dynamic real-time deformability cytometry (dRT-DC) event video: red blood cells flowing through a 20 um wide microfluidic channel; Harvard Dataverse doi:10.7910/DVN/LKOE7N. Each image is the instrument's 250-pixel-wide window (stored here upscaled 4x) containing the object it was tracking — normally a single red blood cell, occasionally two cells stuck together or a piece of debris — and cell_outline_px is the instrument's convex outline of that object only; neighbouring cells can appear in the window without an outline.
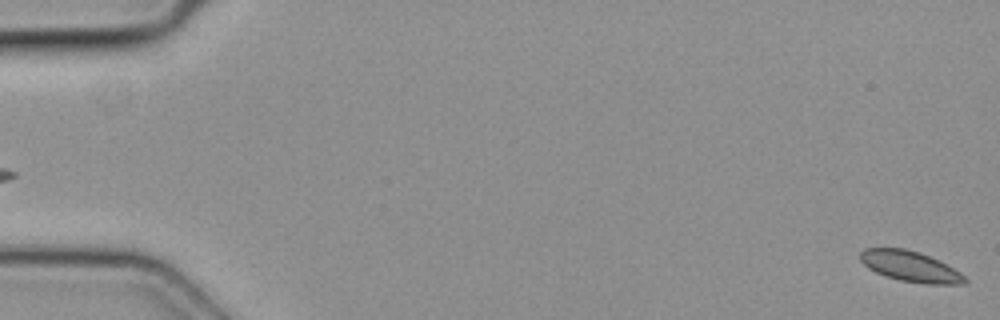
{"species": "common noctule bat (a hibernating species)", "species_latin": "Nyctalus noctula", "temperature_condition": "cold", "stored_images_in_passage": 2, "segment_of_instrument_passage": [2, 2], "camera_frame_rate_fps": 3000, "um_per_image_px": 0.085, "animal": {"sex": "female", "body_mass_g": 19.3, "forearm_length_mm": 54.1}, "frame": {"image": 1, "passage_image": 2, "time_ms": 0.333, "image_size_px": [1000, 320], "cell_outline_px": [[968, 280], [964, 284], [924, 284], [900, 280], [884, 276], [868, 268], [860, 260], [860, 252], [864, 248], [904, 248], [920, 252], [960, 272]], "centroid_in_image_um": [77.34, 22.65], "position_along_channel_um": 7.7, "area_um2": 18.5}}